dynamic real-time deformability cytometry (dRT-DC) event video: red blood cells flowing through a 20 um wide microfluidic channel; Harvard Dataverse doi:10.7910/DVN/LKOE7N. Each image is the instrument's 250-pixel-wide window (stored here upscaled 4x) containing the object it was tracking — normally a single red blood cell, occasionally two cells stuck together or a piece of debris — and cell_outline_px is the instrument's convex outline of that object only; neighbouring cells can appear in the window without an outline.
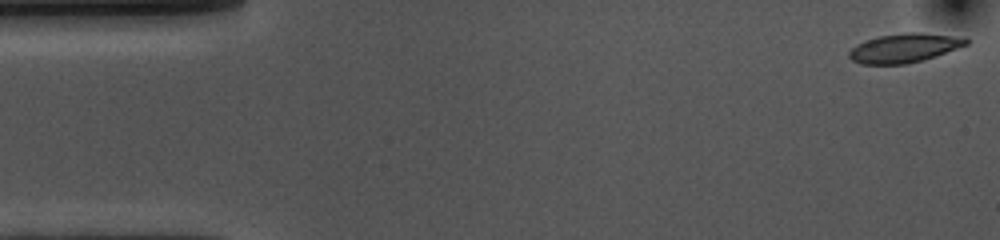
{"species": "common noctule bat (a hibernating species)", "species_latin": "Nyctalus noctula", "temperature_condition": "cold", "stored_images_in_passage": 54, "camera_frame_rate_fps": 3000, "um_per_image_px": 0.085, "animal": {"sex": "female", "body_mass_g": 10.0, "forearm_length_mm": 53.1}, "frame": {"image": 1, "passage_image": 1, "time_ms": 0.0, "image_size_px": [1000, 240], "cell_outline_px": [[968, 44], [936, 56], [924, 60], [904, 64], [860, 64], [852, 60], [848, 56], [848, 52], [856, 44], [864, 40], [876, 36], [908, 32], [920, 32], [964, 36], [968, 40]], "centroid_in_image_um": [76.87, 4.06], "position_along_channel_um": 8.1, "area_um2": 20.11}}
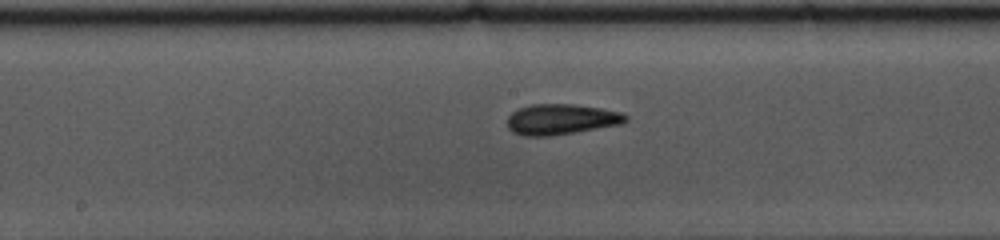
{"frame": {"image": 2, "passage_image": 26, "time_ms": 8.333, "image_size_px": [1000, 240], "cell_outline_px": [[628, 120], [620, 124], [548, 136], [524, 136], [512, 132], [508, 128], [508, 116], [512, 112], [520, 108], [532, 104], [572, 104], [604, 108], [624, 112], [628, 116]], "centroid_in_image_um": [47.71, 10.13], "position_along_channel_um": 200.5, "area_um2": 21.04}}
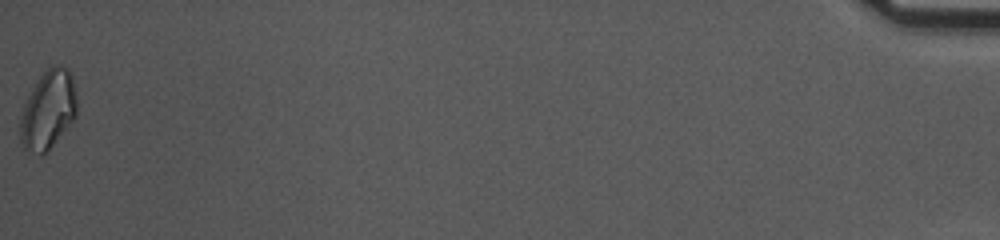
{"frame": {"image": 3, "passage_image": 54, "time_ms": 17.667, "image_size_px": [1000, 240], "cell_outline_px": [[76, 116], [52, 144], [40, 156], [24, 152], [20, 140], [20, 120], [24, 104], [32, 88], [40, 76], [52, 64], [60, 64], [68, 68], [72, 72], [76, 96]], "centroid_in_image_um": [4.07, 9.32], "position_along_channel_um": 431.1, "area_um2": 26.01}, "authors_computed_cell_mechanics": {"area_um2": 20.1144, "velocity_mm_per_s": 3.6081, "shape_relaxation_time_tau1_ms": 5.0865, "shape_relaxation_time_tau2_ms": 5.8733, "deformation_change_tau1": 0.1481, "deformation_change_tau2": 0.1069}}